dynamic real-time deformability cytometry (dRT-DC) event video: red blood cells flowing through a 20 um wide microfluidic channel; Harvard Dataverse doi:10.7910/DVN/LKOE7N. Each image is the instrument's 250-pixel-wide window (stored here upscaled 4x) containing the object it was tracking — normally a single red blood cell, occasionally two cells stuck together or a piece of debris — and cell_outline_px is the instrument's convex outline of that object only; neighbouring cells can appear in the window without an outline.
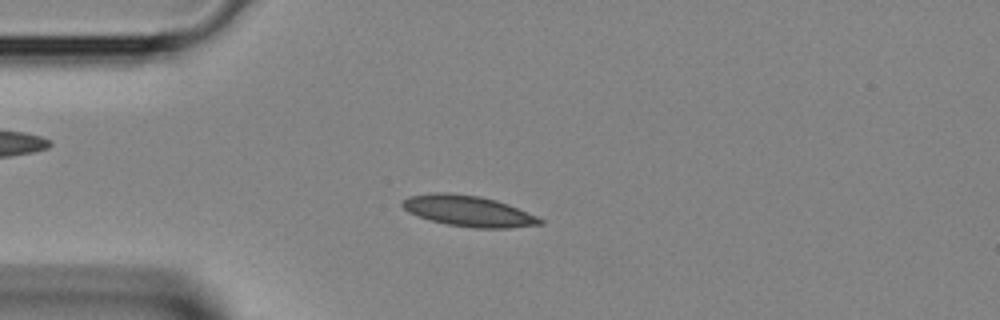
{"species": "Egyptian fruit bat (a non-hibernating species)", "species_latin": "Rousettus aegyptiacus", "temperature_condition": "room temperature", "stored_images_in_passage": 39, "camera_frame_rate_fps": 3000, "um_per_image_px": 0.085, "animal": {"sex": "female"}, "frame": {"image": 1, "passage_image": 9, "time_ms": 2.667, "image_size_px": [1000, 320], "cell_outline_px": [[544, 224], [508, 228], [472, 228], [448, 224], [432, 220], [408, 212], [400, 204], [408, 196], [436, 192], [448, 192], [480, 196], [496, 200], [508, 204], [536, 216], [544, 220]], "centroid_in_image_um": [39.82, 17.93], "position_along_channel_um": 45.2, "area_um2": 24.62}}
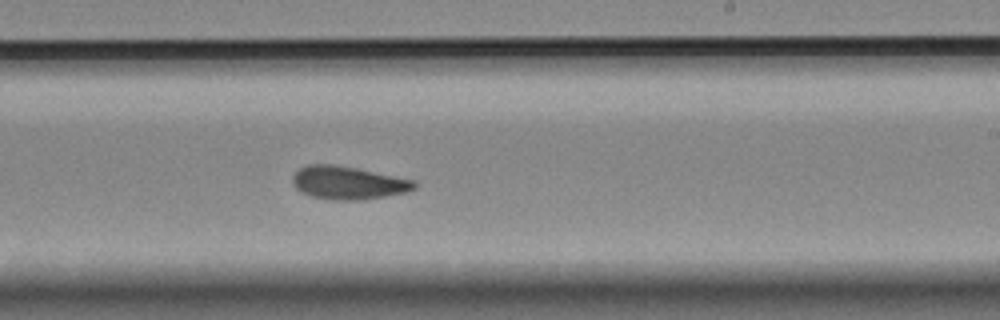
{"frame": {"image": 2, "passage_image": 23, "time_ms": 7.333, "image_size_px": [1000, 320], "cell_outline_px": [[416, 188], [408, 192], [360, 200], [332, 200], [312, 196], [300, 192], [292, 184], [292, 176], [300, 168], [308, 164], [332, 164], [356, 168], [416, 180]], "centroid_in_image_um": [29.58, 15.54], "position_along_channel_um": 259.4, "area_um2": 23.52}}
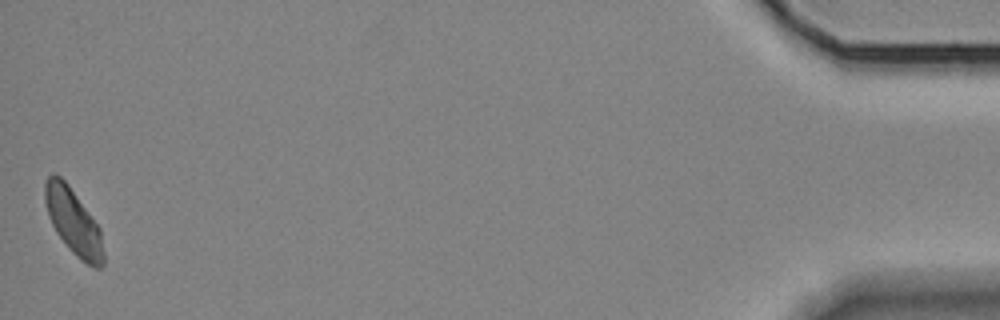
{"frame": {"image": 3, "passage_image": 39, "time_ms": 12.667, "image_size_px": [1000, 320], "cell_outline_px": [[104, 264], [100, 268], [92, 268], [80, 260], [68, 248], [56, 232], [48, 216], [44, 200], [44, 184], [48, 176], [52, 172], [60, 176], [68, 184], [100, 228], [104, 252]], "centroid_in_image_um": [6.23, 18.87], "position_along_channel_um": 429.0, "area_um2": 22.6}}